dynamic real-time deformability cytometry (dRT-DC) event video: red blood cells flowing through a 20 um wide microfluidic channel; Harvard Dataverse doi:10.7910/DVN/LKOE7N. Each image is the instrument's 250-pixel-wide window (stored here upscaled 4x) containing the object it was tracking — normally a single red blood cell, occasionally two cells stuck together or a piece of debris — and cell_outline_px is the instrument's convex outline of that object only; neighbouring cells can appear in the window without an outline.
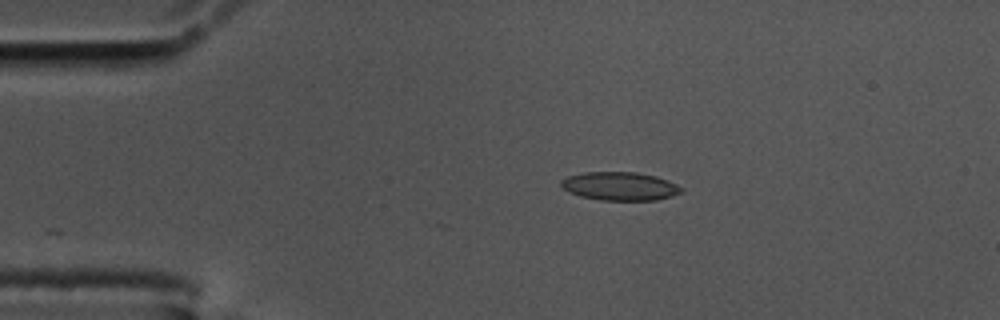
{"species": "common noctule bat (a hibernating species)", "species_latin": "Nyctalus noctula", "temperature_condition": "cold", "stored_images_in_passage": 48, "camera_frame_rate_fps": 3000, "um_per_image_px": 0.085, "animal": {"sex": "male", "body_mass_g": 17.5, "forearm_length_mm": 52.3}, "frame": {"image": 1, "passage_image": 1, "time_ms": 0.0, "image_size_px": [1000, 320], "cell_outline_px": [[684, 192], [672, 196], [656, 200], [600, 200], [580, 196], [568, 192], [560, 184], [560, 180], [568, 176], [584, 172], [636, 172], [656, 176], [668, 180], [684, 188]], "centroid_in_image_um": [52.71, 15.82], "position_along_channel_um": 32.3, "area_um2": 20.06}}
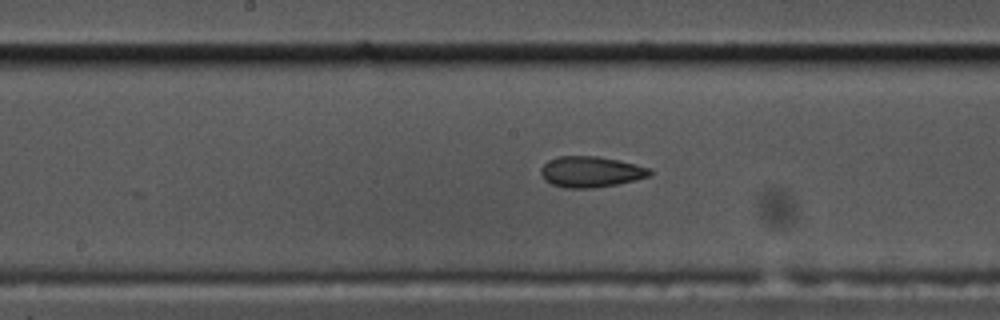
{"frame": {"image": 2, "passage_image": 19, "time_ms": 6.0, "image_size_px": [1000, 320], "cell_outline_px": [[652, 172], [648, 176], [616, 184], [592, 188], [564, 188], [552, 184], [544, 180], [540, 172], [540, 168], [548, 160], [560, 156], [600, 156], [620, 160], [652, 168]], "centroid_in_image_um": [50.2, 14.59], "position_along_channel_um": 198.0, "area_um2": 19.65}}
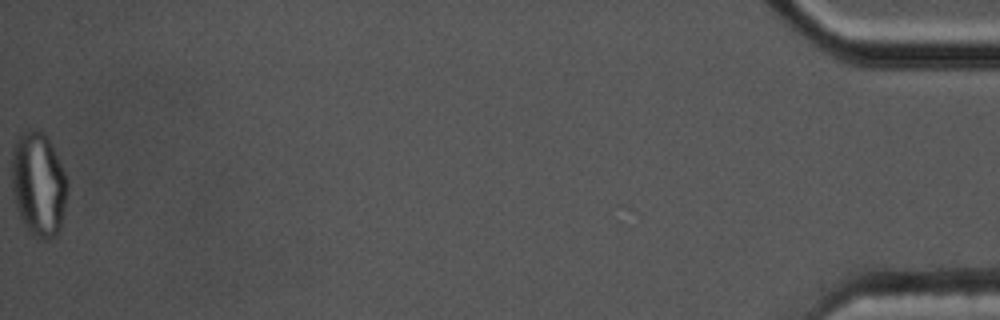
{"frame": {"image": 3, "passage_image": 48, "time_ms": 15.667, "image_size_px": [1000, 320], "cell_outline_px": [[68, 188], [60, 228], [56, 236], [48, 240], [44, 240], [28, 232], [20, 216], [12, 192], [12, 148], [20, 132], [28, 128], [40, 128], [48, 136], [52, 144], [64, 172], [68, 184]], "centroid_in_image_um": [3.26, 15.6], "position_along_channel_um": 431.9, "area_um2": 34.22}, "authors_computed_cell_mechanics": {"area_um2": 19.7098, "velocity_mm_per_s": 3.4672, "shape_relaxation_time_tau1_ms": 10.208, "shape_relaxation_time_tau2_ms": 2.0618, "deformation_change_tau1": 0.2465, "deformation_change_tau2": 0.086}}